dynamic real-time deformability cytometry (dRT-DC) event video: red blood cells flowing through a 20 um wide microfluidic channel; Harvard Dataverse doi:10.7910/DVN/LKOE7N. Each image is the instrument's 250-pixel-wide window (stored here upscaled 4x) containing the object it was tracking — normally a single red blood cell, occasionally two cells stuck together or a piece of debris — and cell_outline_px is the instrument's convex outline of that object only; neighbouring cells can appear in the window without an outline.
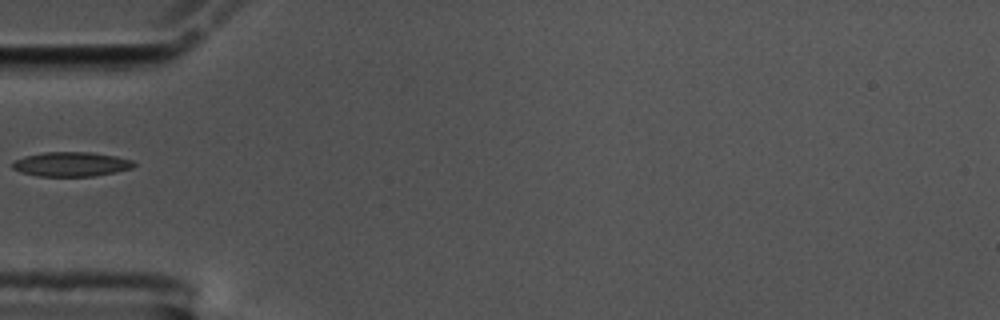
{"species": "common noctule bat (a hibernating species)", "species_latin": "Nyctalus noctula", "temperature_condition": "cold", "stored_images_in_passage": 37, "camera_frame_rate_fps": 3000, "um_per_image_px": 0.085, "animal": {"sex": "male", "body_mass_g": 17.5, "forearm_length_mm": 52.3}, "frame": {"image": 1, "passage_image": 1, "time_ms": 0.0, "image_size_px": [1000, 320], "cell_outline_px": [[136, 164], [132, 168], [116, 172], [92, 176], [36, 176], [20, 172], [12, 168], [12, 164], [16, 160], [24, 156], [44, 152], [92, 152], [116, 156], [132, 160]], "centroid_in_image_um": [6.05, 13.95], "position_along_channel_um": 78.9, "area_um2": 17.34}}